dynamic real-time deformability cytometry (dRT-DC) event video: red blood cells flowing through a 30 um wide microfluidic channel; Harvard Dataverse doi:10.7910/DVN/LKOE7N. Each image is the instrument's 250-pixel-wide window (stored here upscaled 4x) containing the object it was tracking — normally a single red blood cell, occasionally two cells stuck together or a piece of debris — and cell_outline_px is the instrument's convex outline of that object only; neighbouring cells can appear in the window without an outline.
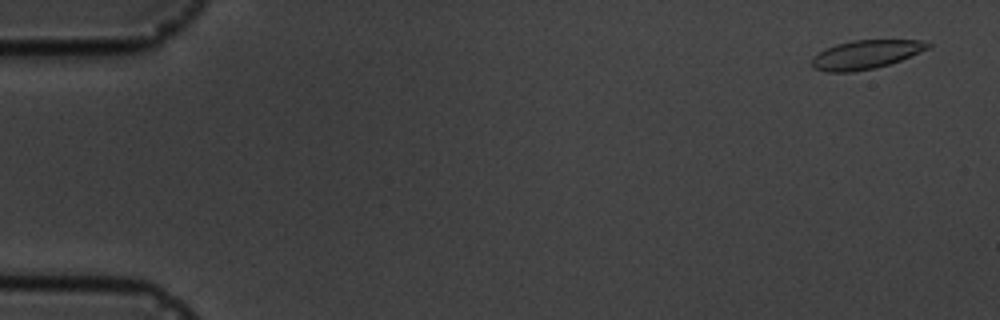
{"species": "common noctule bat (a hibernating species)", "species_latin": "Nyctalus noctula", "temperature_condition": "cold", "stored_images_in_passage": 5, "camera_frame_rate_fps": 3000, "um_per_image_px": 0.085, "animal": {"sex": "male", "body_mass_g": 19.5, "forearm_length_mm": 54.6}, "frame": {"image": 1, "passage_image": 1, "time_ms": 0.0, "image_size_px": [1000, 320], "cell_outline_px": [[932, 44], [928, 48], [920, 52], [900, 60], [888, 64], [872, 68], [852, 72], [828, 72], [812, 68], [812, 56], [836, 44], [852, 40], [920, 40]], "centroid_in_image_um": [73.56, 4.63], "position_along_channel_um": 11.4, "area_um2": 19.19}}
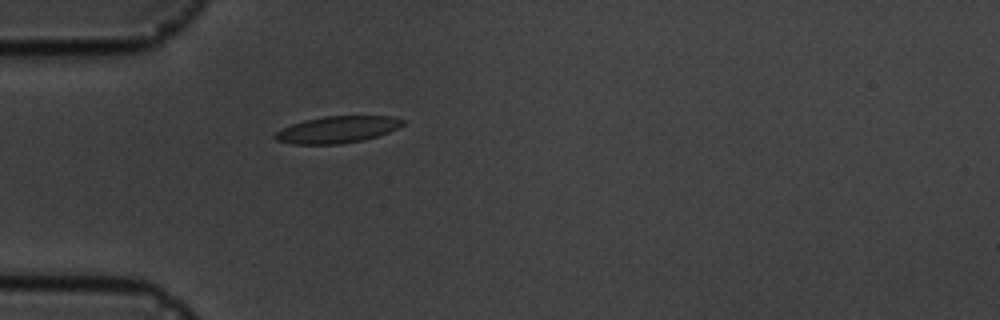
{"frame": {"image": 2, "passage_image": 5, "time_ms": 4.667, "image_size_px": [1000, 320], "cell_outline_px": [[408, 120], [404, 124], [388, 132], [364, 140], [340, 144], [292, 144], [276, 140], [272, 136], [276, 132], [292, 124], [304, 120], [324, 116], [392, 116]], "centroid_in_image_um": [28.68, 11.01], "position_along_channel_um": 56.3, "area_um2": 19.94}}